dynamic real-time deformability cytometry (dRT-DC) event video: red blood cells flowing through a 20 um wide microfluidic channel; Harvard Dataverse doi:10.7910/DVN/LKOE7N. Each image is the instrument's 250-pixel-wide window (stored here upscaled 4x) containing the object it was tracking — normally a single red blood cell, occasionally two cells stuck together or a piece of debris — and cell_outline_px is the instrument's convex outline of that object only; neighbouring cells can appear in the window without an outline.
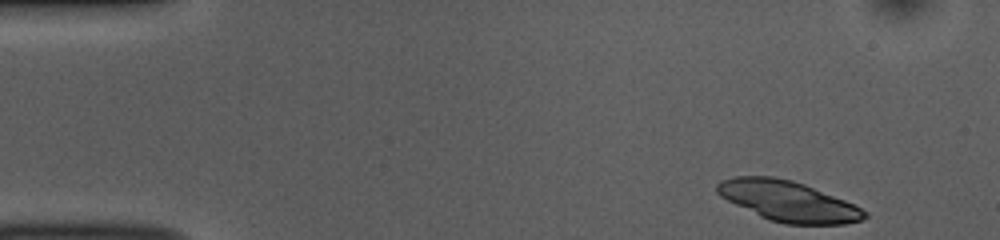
{"species": "common noctule bat (a hibernating species)", "species_latin": "Nyctalus noctula", "temperature_condition": "room temperature", "stored_images_in_passage": 47, "camera_frame_rate_fps": 3000, "um_per_image_px": 0.085, "animal": {"sex": "female", "body_mass_g": 10.0, "forearm_length_mm": 53.1}, "frame": {"image": 1, "passage_image": 1, "time_ms": 0.0, "image_size_px": [1000, 240], "cell_outline_px": [[868, 216], [860, 220], [844, 224], [784, 224], [768, 220], [720, 196], [716, 192], [716, 184], [720, 180], [732, 176], [772, 176], [792, 180], [804, 184], [844, 200], [868, 212]], "centroid_in_image_um": [66.95, 17.09], "position_along_channel_um": 18.0, "area_um2": 34.51}}
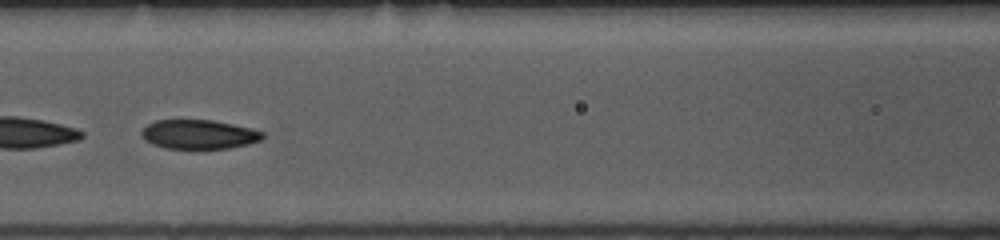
{"frame": {"image": 2, "passage_image": 19, "time_ms": 6.0, "image_size_px": [1000, 240], "cell_outline_px": [[264, 136], [260, 140], [248, 144], [228, 148], [164, 148], [152, 144], [144, 140], [140, 132], [148, 124], [156, 120], [212, 120], [252, 128], [264, 132]], "centroid_in_image_um": [16.89, 11.42], "position_along_channel_um": 149.7, "area_um2": 20.52}}
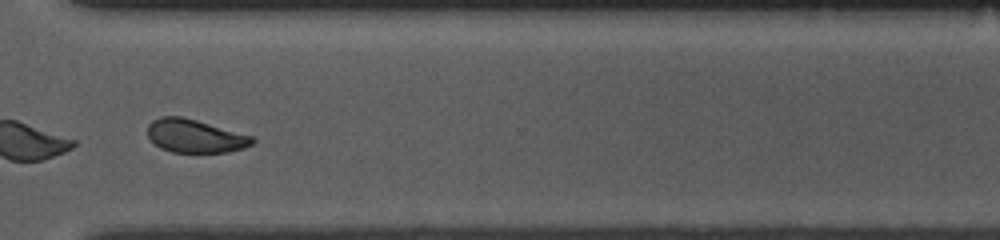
{"frame": {"image": 3, "passage_image": 35, "time_ms": 11.333, "image_size_px": [1000, 240], "cell_outline_px": [[256, 140], [252, 144], [244, 148], [228, 152], [172, 152], [160, 148], [148, 136], [148, 124], [152, 120], [160, 116], [180, 116], [196, 120], [252, 136]], "centroid_in_image_um": [16.57, 11.56], "position_along_channel_um": 354.0, "area_um2": 20.17}, "authors_computed_cell_mechanics": {"area_um2": 22.1952, "velocity_mm_per_s": 3.8409, "shape_relaxation_time_tau1_ms": 3.409, "shape_relaxation_time_tau2_ms": 2.8957, "deformation_change_tau1": 0.1274, "deformation_change_tau2": 0.0745}}